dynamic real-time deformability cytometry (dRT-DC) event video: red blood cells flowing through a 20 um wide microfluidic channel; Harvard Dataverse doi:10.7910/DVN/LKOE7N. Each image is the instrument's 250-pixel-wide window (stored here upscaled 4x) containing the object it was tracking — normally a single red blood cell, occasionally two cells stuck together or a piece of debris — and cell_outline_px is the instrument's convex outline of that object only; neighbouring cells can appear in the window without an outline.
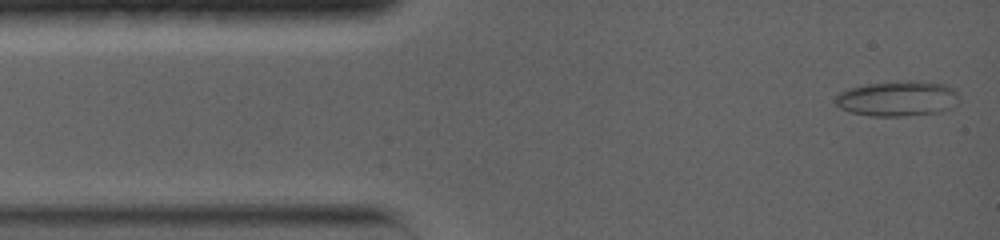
{"species": "common noctule bat (a hibernating species)", "species_latin": "Nyctalus noctula", "temperature_condition": "warm", "stored_images_in_passage": 13, "camera_frame_rate_fps": 5000, "um_per_image_px": 0.085, "animal": {"sex": "female", "body_mass_g": 19.0, "forearm_length_mm": 56.7}, "frame": {"image": 1, "passage_image": 2, "time_ms": 0.2, "image_size_px": [1000, 240], "cell_outline_px": [[960, 100], [956, 104], [940, 112], [904, 116], [868, 116], [848, 112], [840, 108], [832, 100], [840, 92], [848, 88], [868, 84], [912, 80], [916, 80], [944, 84], [952, 88], [956, 92]], "centroid_in_image_um": [76.26, 8.38], "position_along_channel_um": 8.7, "area_um2": 25.61}}